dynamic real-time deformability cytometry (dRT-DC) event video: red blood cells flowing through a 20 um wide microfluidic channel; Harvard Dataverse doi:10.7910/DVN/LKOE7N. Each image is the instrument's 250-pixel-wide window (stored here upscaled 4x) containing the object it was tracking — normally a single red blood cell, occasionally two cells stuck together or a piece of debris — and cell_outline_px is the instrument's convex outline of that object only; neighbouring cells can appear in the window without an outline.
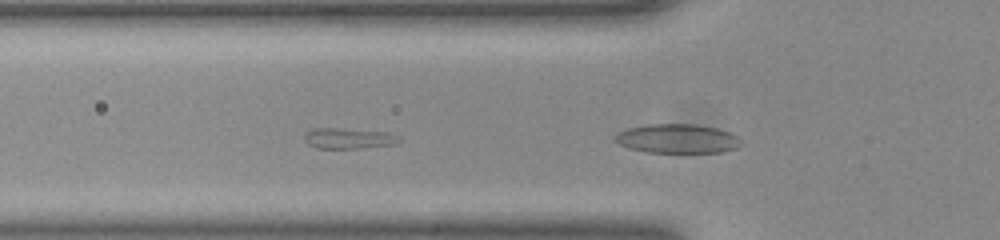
{"species": "common noctule bat (a hibernating species)", "species_latin": "Nyctalus noctula", "temperature_condition": "room temperature", "stored_images_in_passage": 31, "camera_frame_rate_fps": 3000, "um_per_image_px": 0.085, "animal": {"sex": "female", "body_mass_g": 23.0, "forearm_length_mm": 53.4}, "frame": {"image": 1, "passage_image": 10, "time_ms": 3.0, "image_size_px": [1000, 240], "cell_outline_px": [[400, 140], [396, 144], [360, 148], [316, 148], [308, 144], [304, 140], [304, 136], [308, 132], [316, 128], [336, 128], [388, 132], [400, 136]], "centroid_in_image_um": [29.66, 11.76], "position_along_channel_um": 96.1, "area_um2": 11.33}}
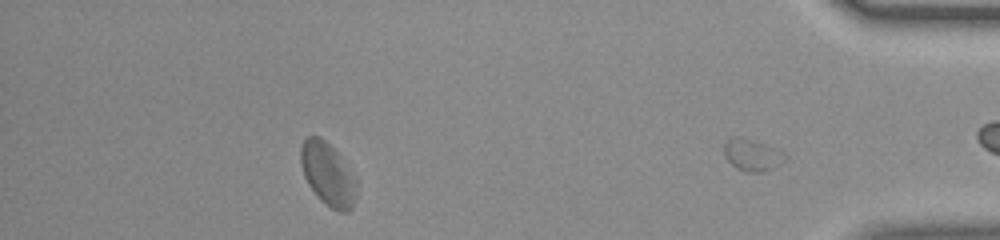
{"frame": {"image": 2, "passage_image": 31, "time_ms": 10.0, "image_size_px": [1000, 240], "cell_outline_px": [[788, 160], [764, 172], [744, 172], [736, 168], [728, 160], [724, 152], [724, 144], [732, 136], [740, 136], [776, 148], [784, 152], [788, 156]], "centroid_in_image_um": [63.97, 13.18], "position_along_channel_um": 371.2, "area_um2": 11.44}}